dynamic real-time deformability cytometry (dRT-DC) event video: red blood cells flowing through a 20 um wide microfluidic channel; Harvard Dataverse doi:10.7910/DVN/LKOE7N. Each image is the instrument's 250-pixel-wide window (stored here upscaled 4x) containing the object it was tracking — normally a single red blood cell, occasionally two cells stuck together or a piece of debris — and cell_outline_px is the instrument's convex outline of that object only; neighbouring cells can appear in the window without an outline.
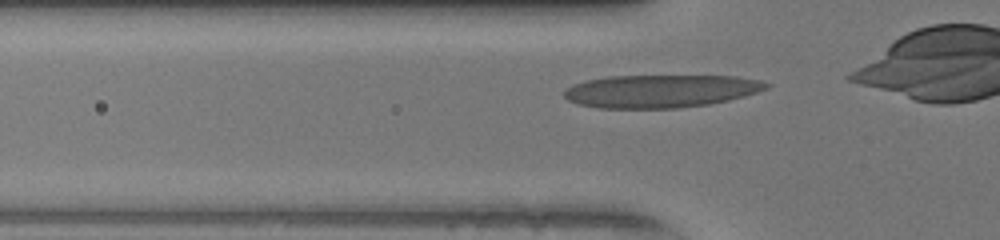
{"species": "human", "species_latin": "Homo sapiens", "temperature_condition": "warm", "stored_images_in_passage": 26, "camera_frame_rate_fps": 3000, "um_per_image_px": 0.085, "donor": {"sex": "female"}, "frame": {"image": 1, "passage_image": 2, "time_ms": 0.333, "image_size_px": [1000, 240], "cell_outline_px": [[772, 84], [768, 88], [744, 96], [728, 100], [708, 104], [676, 108], [596, 108], [576, 104], [568, 100], [564, 96], [564, 88], [572, 84], [588, 80], [608, 76], [736, 76], [760, 80]], "centroid_in_image_um": [56.12, 7.74], "position_along_channel_um": 69.7, "area_um2": 38.84}}
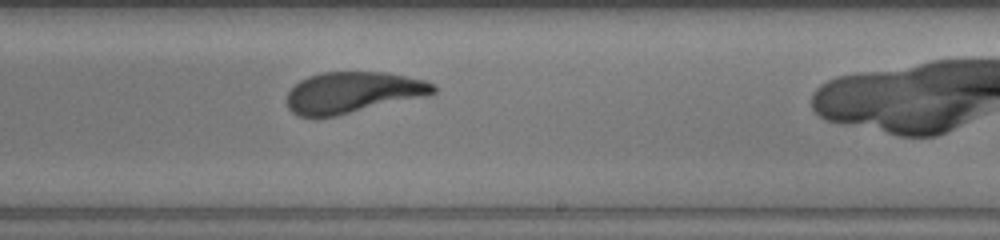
{"frame": {"image": 2, "passage_image": 16, "time_ms": 5.0, "image_size_px": [1000, 240], "cell_outline_px": [[436, 92], [336, 116], [300, 116], [292, 112], [288, 108], [288, 92], [300, 80], [308, 76], [320, 72], [384, 72], [424, 80], [432, 84], [436, 88]], "centroid_in_image_um": [29.92, 7.84], "position_along_channel_um": 259.1, "area_um2": 34.22}}
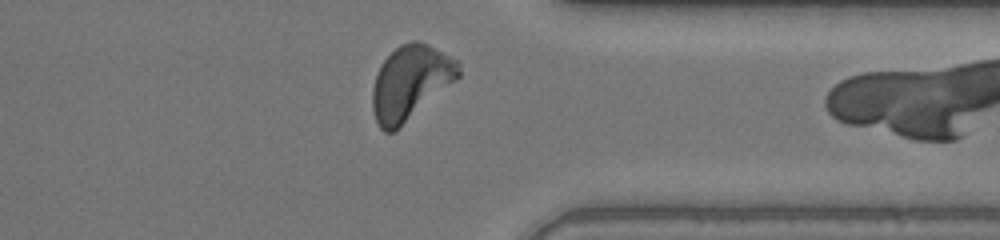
{"frame": {"image": 3, "passage_image": 25, "time_ms": 8.0, "image_size_px": [1000, 240], "cell_outline_px": [[460, 76], [456, 80], [396, 132], [384, 132], [380, 128], [376, 120], [372, 108], [372, 88], [380, 64], [400, 44], [412, 40], [416, 40], [428, 44], [460, 60]], "centroid_in_image_um": [34.9, 7.02], "position_along_channel_um": 376.5, "area_um2": 37.63}}